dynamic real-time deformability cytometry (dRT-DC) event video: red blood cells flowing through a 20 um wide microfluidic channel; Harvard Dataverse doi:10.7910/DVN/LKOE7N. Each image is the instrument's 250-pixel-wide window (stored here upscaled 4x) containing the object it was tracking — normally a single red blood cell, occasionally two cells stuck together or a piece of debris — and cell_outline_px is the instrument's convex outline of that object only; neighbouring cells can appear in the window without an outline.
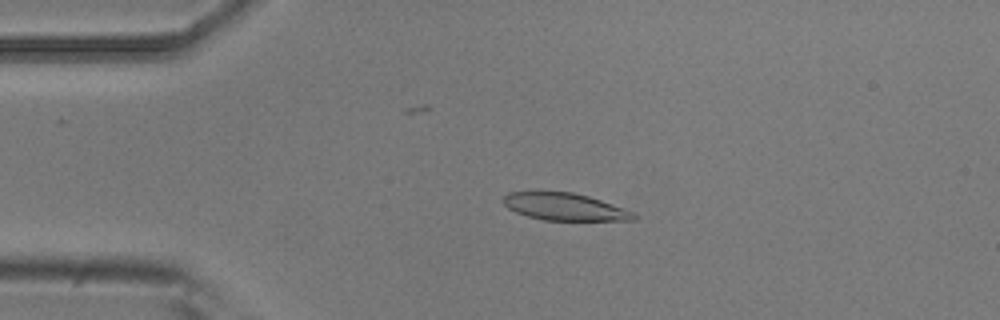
{"species": "common noctule bat (a hibernating species)", "species_latin": "Nyctalus noctula", "temperature_condition": "room temperature", "stored_images_in_passage": 3, "camera_frame_rate_fps": 3000, "um_per_image_px": 0.085, "animal": {"sex": "male", "body_mass_g": 20.5, "forearm_length_mm": 52.5}, "frame": {"image": 1, "passage_image": 2, "time_ms": 0.333, "image_size_px": [1000, 320], "cell_outline_px": [[636, 220], [544, 220], [528, 216], [516, 212], [508, 208], [504, 204], [504, 196], [508, 192], [572, 192], [588, 196], [624, 208], [632, 212], [636, 216]], "centroid_in_image_um": [47.99, 17.58], "position_along_channel_um": 37.0, "area_um2": 20.4}}